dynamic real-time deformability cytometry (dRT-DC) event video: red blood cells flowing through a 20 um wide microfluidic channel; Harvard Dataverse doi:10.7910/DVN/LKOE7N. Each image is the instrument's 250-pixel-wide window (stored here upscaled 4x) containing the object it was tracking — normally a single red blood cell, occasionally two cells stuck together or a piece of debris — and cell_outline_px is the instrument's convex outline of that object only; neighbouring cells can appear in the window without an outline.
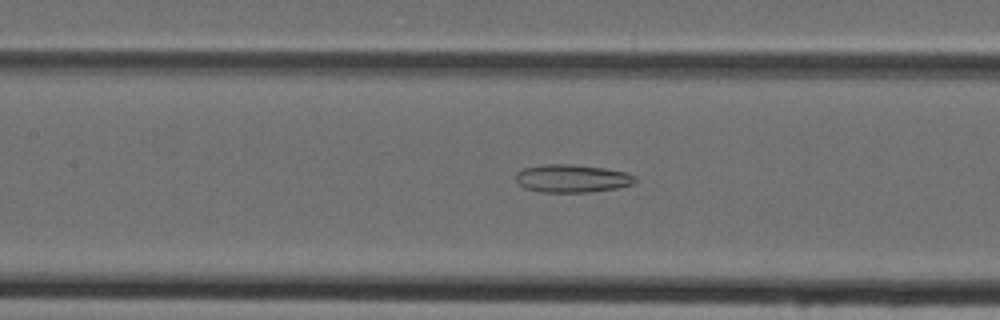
{"species": "Egyptian fruit bat (a non-hibernating species)", "species_latin": "Rousettus aegyptiacus", "temperature_condition": "cold", "stored_images_in_passage": 39, "camera_frame_rate_fps": 3000, "um_per_image_px": 0.085, "animal": {"sex": "female"}, "frame": {"image": 1, "passage_image": 14, "time_ms": 4.333, "image_size_px": [1000, 320], "cell_outline_px": [[636, 180], [632, 184], [616, 188], [588, 192], [540, 192], [524, 188], [516, 180], [516, 172], [524, 168], [540, 164], [572, 164], [604, 168], [628, 172], [636, 176]], "centroid_in_image_um": [48.61, 15.16], "position_along_channel_um": 158.8, "area_um2": 19.54}}
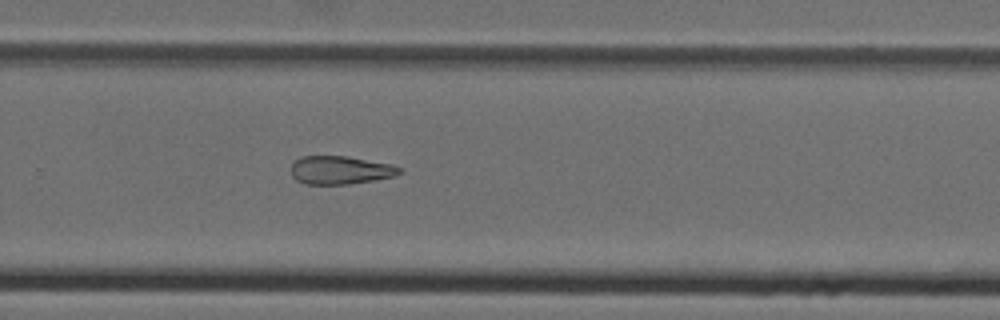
{"frame": {"image": 2, "passage_image": 24, "time_ms": 7.667, "image_size_px": [1000, 320], "cell_outline_px": [[404, 168], [396, 176], [376, 180], [348, 184], [304, 184], [296, 180], [292, 176], [292, 164], [300, 156], [348, 156], [392, 164]], "centroid_in_image_um": [28.96, 14.46], "position_along_channel_um": 300.8, "area_um2": 18.03}}
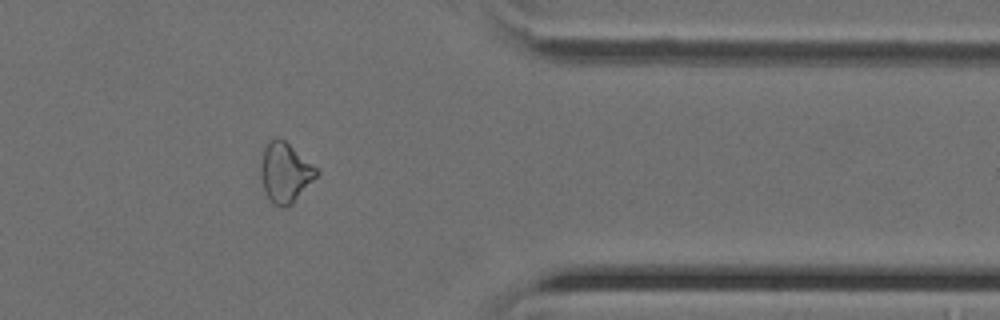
{"frame": {"image": 3, "passage_image": 31, "time_ms": 10.0, "image_size_px": [1000, 320], "cell_outline_px": [[320, 172], [292, 204], [284, 208], [272, 204], [268, 200], [260, 176], [260, 164], [264, 148], [268, 140], [276, 136], [284, 140], [316, 168]], "centroid_in_image_um": [24.19, 14.68], "position_along_channel_um": 387.2, "area_um2": 19.36}}